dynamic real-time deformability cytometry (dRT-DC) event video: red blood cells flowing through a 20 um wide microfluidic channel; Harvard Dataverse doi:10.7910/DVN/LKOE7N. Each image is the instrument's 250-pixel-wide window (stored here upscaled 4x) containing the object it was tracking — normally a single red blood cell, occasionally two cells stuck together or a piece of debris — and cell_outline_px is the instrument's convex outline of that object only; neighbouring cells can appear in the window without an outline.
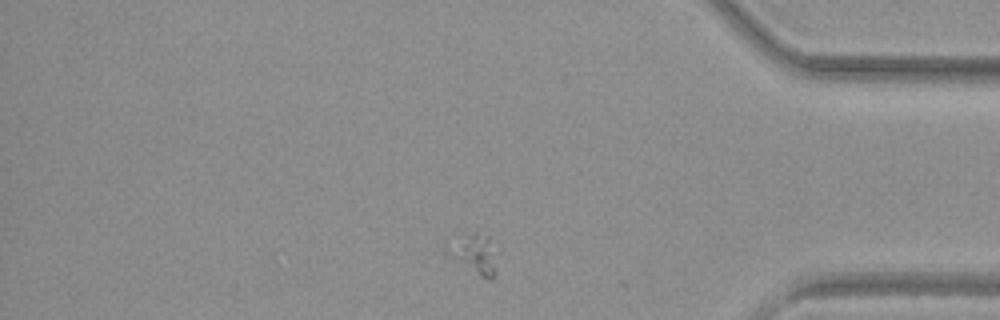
{"species": "common noctule bat (a hibernating species)", "species_latin": "Nyctalus noctula", "temperature_condition": "warm", "stored_images_in_passage": 34, "camera_frame_rate_fps": 3000, "um_per_image_px": 0.085, "animal": {"sex": "female", "body_mass_g": 29.2, "forearm_length_mm": 56.3}, "frame": {"image": 1, "passage_image": 29, "time_ms": 9.333, "image_size_px": [1000, 320], "cell_outline_px": [[496, 276], [492, 280], [488, 280], [452, 256], [444, 244], [444, 240], [456, 236], [472, 232], [476, 232], [488, 236], [496, 272]], "centroid_in_image_um": [40.24, 21.5], "position_along_channel_um": 395.0, "area_um2": 10.92}}